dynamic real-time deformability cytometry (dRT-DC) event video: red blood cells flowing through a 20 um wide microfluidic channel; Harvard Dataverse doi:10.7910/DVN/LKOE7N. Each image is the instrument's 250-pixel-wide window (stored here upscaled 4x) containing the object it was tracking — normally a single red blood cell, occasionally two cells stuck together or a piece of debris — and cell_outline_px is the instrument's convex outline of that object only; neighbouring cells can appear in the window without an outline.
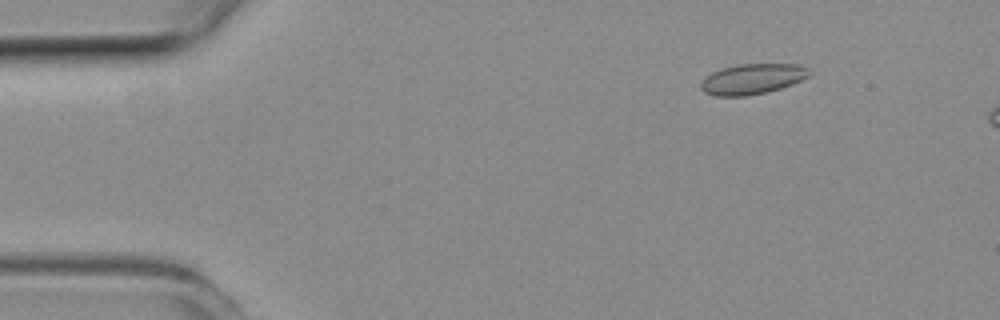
{"species": "common noctule bat (a hibernating species)", "species_latin": "Nyctalus noctula", "temperature_condition": "room temperature", "stored_images_in_passage": 12, "camera_frame_rate_fps": 3000, "um_per_image_px": 0.085, "animal": {"sex": "female", "body_mass_g": 19.3, "forearm_length_mm": 54.1}, "frame": {"image": 1, "passage_image": 7, "time_ms": 2.0, "image_size_px": [1000, 320], "cell_outline_px": [[812, 72], [808, 76], [792, 84], [768, 92], [748, 96], [716, 96], [704, 92], [700, 88], [700, 84], [712, 72], [736, 64], [800, 64], [808, 68]], "centroid_in_image_um": [63.97, 6.71], "position_along_channel_um": 21.0, "area_um2": 19.19}}